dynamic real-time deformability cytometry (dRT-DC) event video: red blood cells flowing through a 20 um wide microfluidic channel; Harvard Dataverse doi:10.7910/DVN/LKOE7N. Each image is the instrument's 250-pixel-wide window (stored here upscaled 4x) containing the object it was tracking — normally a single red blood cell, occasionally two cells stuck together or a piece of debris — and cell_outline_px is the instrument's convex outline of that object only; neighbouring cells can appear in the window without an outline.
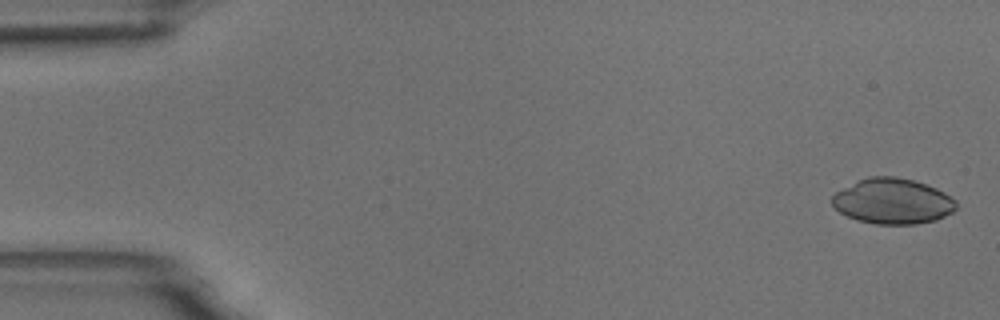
{"species": "common noctule bat (a hibernating species)", "species_latin": "Nyctalus noctula", "temperature_condition": "room temperature", "stored_images_in_passage": 6, "camera_frame_rate_fps": 3000, "um_per_image_px": 0.085, "animal": {"sex": "male", "body_mass_g": 18.8}, "frame": {"image": 1, "passage_image": 1, "time_ms": 0.0, "image_size_px": [1000, 320], "cell_outline_px": [[956, 208], [952, 212], [936, 220], [916, 224], [876, 224], [856, 220], [840, 212], [832, 204], [832, 196], [836, 192], [868, 176], [896, 176], [912, 180], [936, 188], [944, 192], [956, 200]], "centroid_in_image_um": [75.89, 17.11], "position_along_channel_um": 9.1, "area_um2": 32.71}}